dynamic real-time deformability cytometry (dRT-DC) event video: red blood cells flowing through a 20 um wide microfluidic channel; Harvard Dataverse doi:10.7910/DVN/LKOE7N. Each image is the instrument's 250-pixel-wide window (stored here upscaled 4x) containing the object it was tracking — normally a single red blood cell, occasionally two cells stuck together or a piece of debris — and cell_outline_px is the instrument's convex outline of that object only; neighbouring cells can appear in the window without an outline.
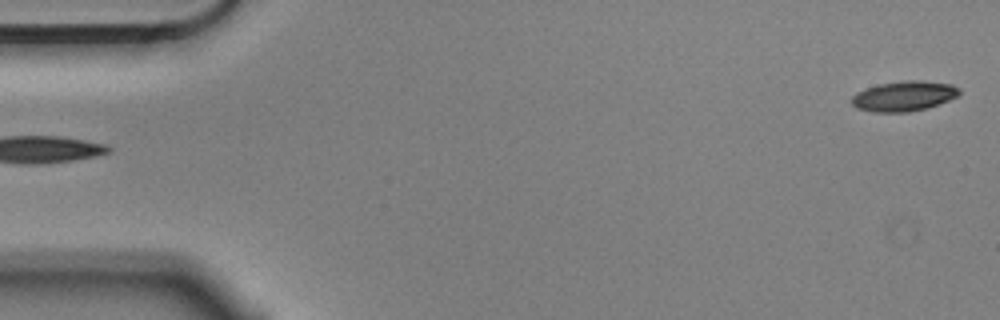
{"species": "Egyptian fruit bat (a non-hibernating species)", "species_latin": "Rousettus aegyptiacus", "temperature_condition": "cold", "stored_images_in_passage": 2, "camera_frame_rate_fps": 3000, "um_per_image_px": 0.085, "animal": {"sex": "male"}, "frame": {"image": 1, "passage_image": 2, "time_ms": 0.333, "image_size_px": [1000, 320], "cell_outline_px": [[960, 96], [924, 108], [908, 112], [872, 112], [856, 108], [852, 104], [852, 96], [856, 92], [880, 84], [904, 80], [920, 80], [952, 84], [960, 88]], "centroid_in_image_um": [76.84, 8.16], "position_along_channel_um": 8.2, "area_um2": 18.79}}